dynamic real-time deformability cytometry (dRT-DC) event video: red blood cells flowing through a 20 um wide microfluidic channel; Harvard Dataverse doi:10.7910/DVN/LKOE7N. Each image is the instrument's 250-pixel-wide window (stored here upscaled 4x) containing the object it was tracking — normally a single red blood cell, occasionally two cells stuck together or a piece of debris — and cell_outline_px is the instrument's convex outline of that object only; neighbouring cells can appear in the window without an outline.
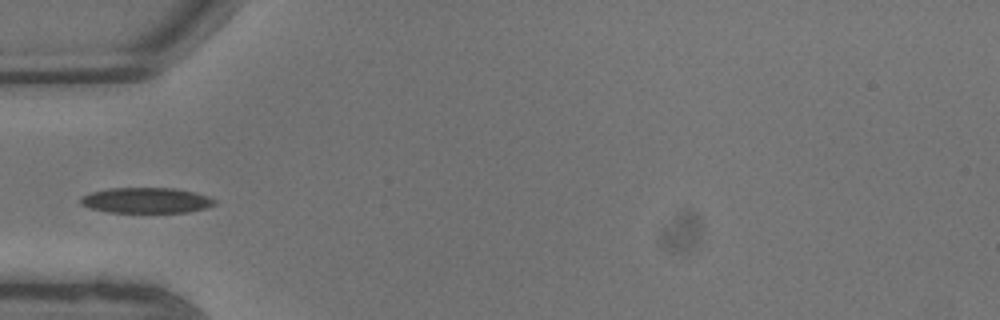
{"species": "common noctule bat (a hibernating species)", "species_latin": "Nyctalus noctula", "temperature_condition": "warm", "stored_images_in_passage": 8, "camera_frame_rate_fps": 3000, "um_per_image_px": 0.085, "animal": {"sex": "male", "body_mass_g": 13.3}, "frame": {"image": 1, "passage_image": 6, "time_ms": 1.667, "image_size_px": [1000, 320], "cell_outline_px": [[216, 204], [204, 208], [188, 212], [108, 212], [92, 208], [80, 204], [80, 196], [92, 192], [108, 188], [176, 188], [192, 192], [216, 200]], "centroid_in_image_um": [12.39, 17.03], "position_along_channel_um": 72.6, "area_um2": 19.71}}
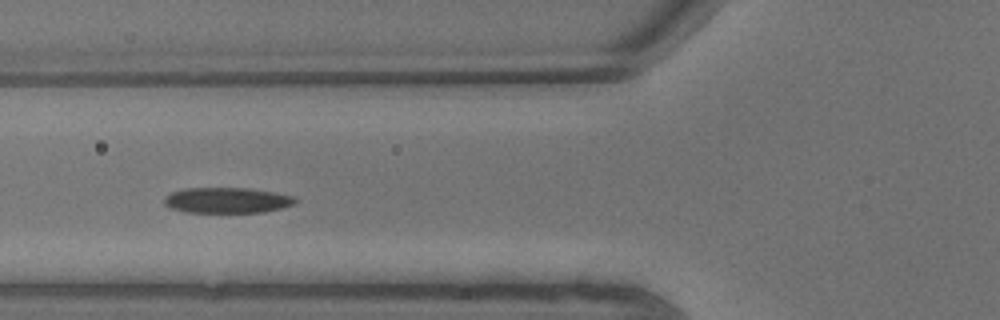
{"frame": {"image": 2, "passage_image": 7, "time_ms": 2.0, "image_size_px": [1000, 320], "cell_outline_px": [[300, 200], [296, 204], [264, 212], [184, 212], [172, 208], [164, 204], [164, 196], [172, 192], [184, 188], [248, 188], [272, 192], [292, 196]], "centroid_in_image_um": [19.3, 17.02], "position_along_channel_um": 106.5, "area_um2": 19.54}}
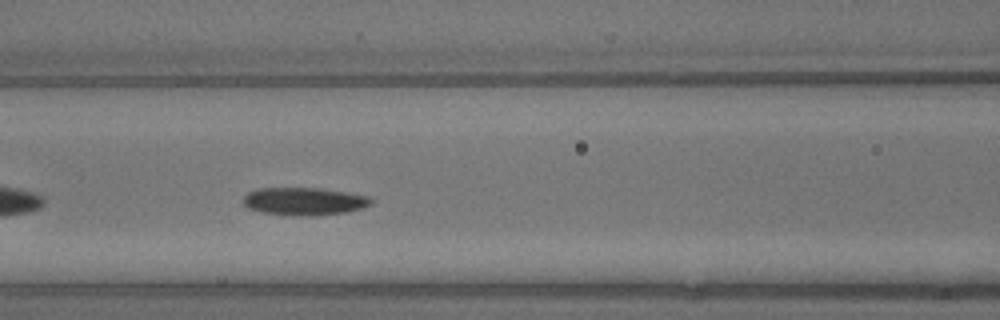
{"frame": {"image": 3, "passage_image": 8, "time_ms": 2.333, "image_size_px": [1000, 320], "cell_outline_px": [[372, 204], [364, 208], [344, 212], [312, 216], [264, 212], [248, 208], [244, 204], [244, 196], [248, 192], [260, 188], [320, 188], [368, 196], [372, 200]], "centroid_in_image_um": [25.88, 17.1], "position_along_channel_um": 140.7, "area_um2": 20.29}}